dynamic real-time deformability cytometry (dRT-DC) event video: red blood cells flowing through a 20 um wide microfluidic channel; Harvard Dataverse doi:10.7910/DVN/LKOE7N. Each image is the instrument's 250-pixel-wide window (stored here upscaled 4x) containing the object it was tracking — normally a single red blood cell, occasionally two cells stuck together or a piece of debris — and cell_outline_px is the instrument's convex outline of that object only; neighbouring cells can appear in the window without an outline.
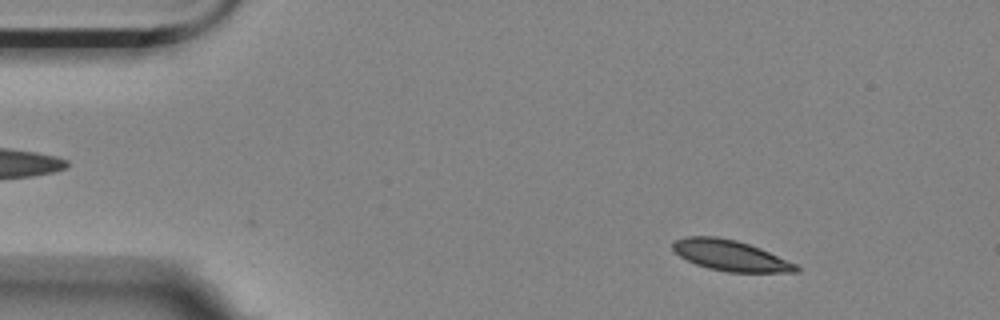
{"species": "Egyptian fruit bat (a non-hibernating species)", "species_latin": "Rousettus aegyptiacus", "temperature_condition": "room temperature", "stored_images_in_passage": 50, "camera_frame_rate_fps": 3000, "um_per_image_px": 0.085, "animal": {"sex": "female"}, "frame": {"image": 1, "passage_image": 1, "time_ms": 0.0, "image_size_px": [1000, 320], "cell_outline_px": [[800, 272], [728, 272], [708, 268], [696, 264], [680, 256], [672, 248], [672, 244], [676, 240], [684, 236], [716, 236], [736, 240], [760, 248], [796, 264], [800, 268]], "centroid_in_image_um": [62.08, 21.71], "position_along_channel_um": 22.9, "area_um2": 21.91}}
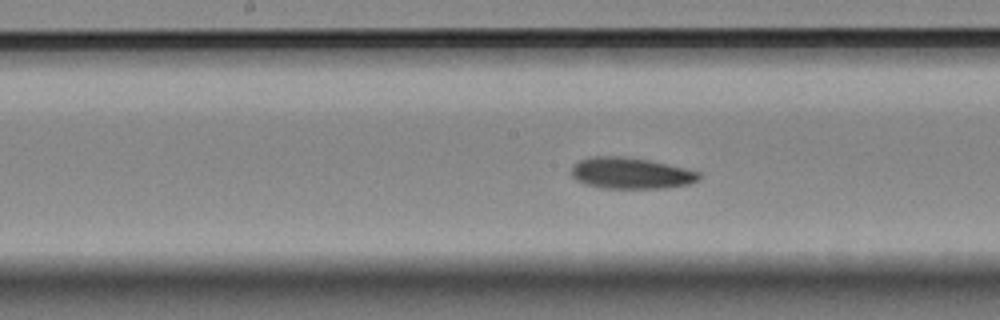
{"frame": {"image": 2, "passage_image": 22, "time_ms": 7.0, "image_size_px": [1000, 320], "cell_outline_px": [[700, 180], [688, 184], [664, 188], [600, 188], [584, 184], [576, 180], [572, 176], [572, 164], [580, 160], [592, 156], [624, 156], [648, 160], [668, 164], [700, 172]], "centroid_in_image_um": [53.6, 14.72], "position_along_channel_um": 194.6, "area_um2": 23.35}}
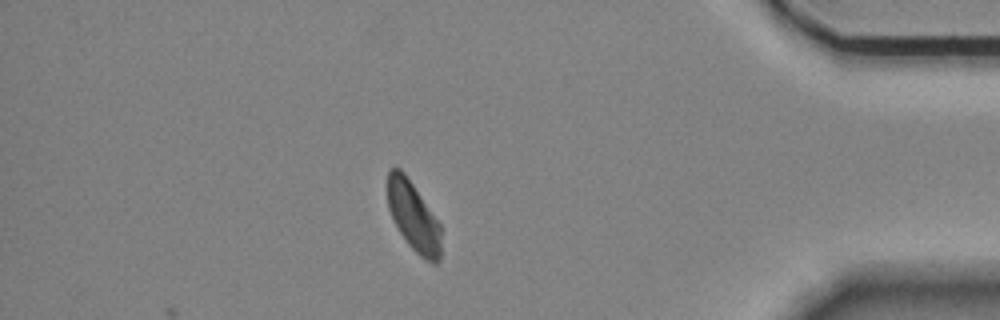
{"frame": {"image": 3, "passage_image": 43, "time_ms": 14.0, "image_size_px": [1000, 320], "cell_outline_px": [[440, 260], [436, 264], [432, 264], [420, 256], [408, 244], [400, 232], [388, 208], [388, 172], [392, 168], [400, 168], [404, 172], [440, 224]], "centroid_in_image_um": [35.15, 18.43], "position_along_channel_um": 400.1, "area_um2": 21.21}, "authors_computed_cell_mechanics": {"area_um2": 23.0044, "velocity_mm_per_s": 3.48, "shape_relaxation_time_tau1_ms": 3.3947, "shape_relaxation_time_tau2_ms": 4.2994, "deformation_change_tau1": 0.0947, "deformation_change_tau2": 0.0883}}